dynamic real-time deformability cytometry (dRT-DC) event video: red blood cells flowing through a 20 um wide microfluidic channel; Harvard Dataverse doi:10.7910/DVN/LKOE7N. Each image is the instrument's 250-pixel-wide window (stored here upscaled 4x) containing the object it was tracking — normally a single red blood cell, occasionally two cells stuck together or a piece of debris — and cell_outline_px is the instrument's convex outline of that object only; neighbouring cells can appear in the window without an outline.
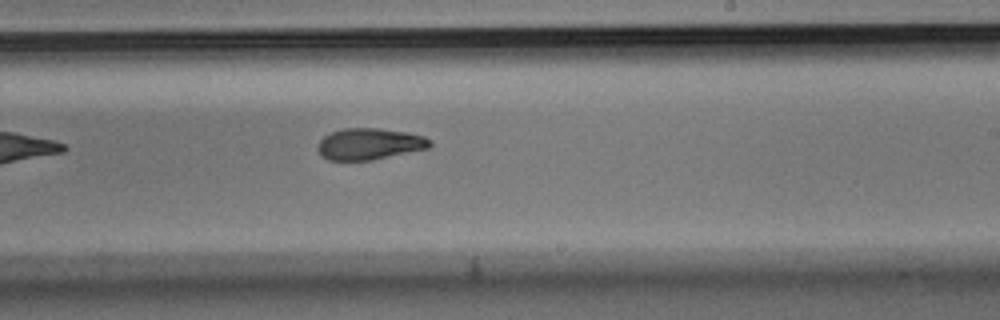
{"species": "Egyptian fruit bat (a non-hibernating species)", "species_latin": "Rousettus aegyptiacus", "temperature_condition": "room temperature", "stored_images_in_passage": 10, "camera_frame_rate_fps": 3000, "um_per_image_px": 0.085, "animal": {"sex": "male"}, "frame": {"image": 1, "passage_image": 10, "time_ms": 3.0, "image_size_px": [1000, 320], "cell_outline_px": [[432, 144], [428, 148], [372, 160], [328, 160], [316, 148], [320, 140], [324, 136], [332, 132], [344, 128], [380, 128], [408, 132], [424, 136], [432, 140]], "centroid_in_image_um": [31.43, 12.22], "position_along_channel_um": 257.6, "area_um2": 20.52}}